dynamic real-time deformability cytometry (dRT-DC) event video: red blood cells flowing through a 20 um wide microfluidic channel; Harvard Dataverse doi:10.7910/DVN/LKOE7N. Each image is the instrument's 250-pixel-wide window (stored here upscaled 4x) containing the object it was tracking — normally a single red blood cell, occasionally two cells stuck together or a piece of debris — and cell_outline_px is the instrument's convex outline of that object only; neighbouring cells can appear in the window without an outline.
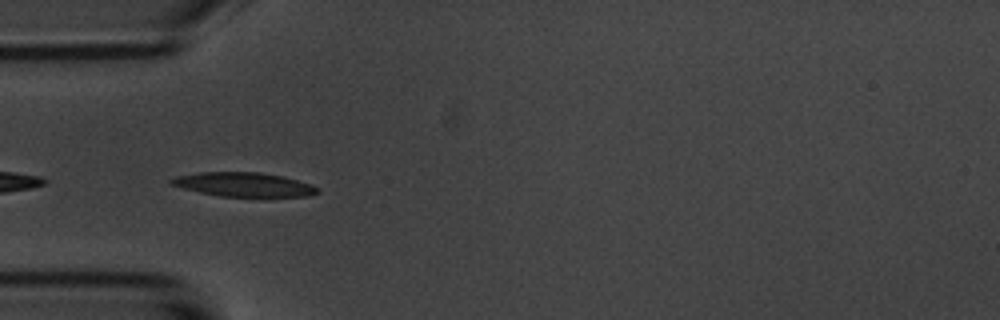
{"species": "common noctule bat (a hibernating species)", "species_latin": "Nyctalus noctula", "temperature_condition": "room temperature", "stored_images_in_passage": 12, "camera_frame_rate_fps": 3000, "um_per_image_px": 0.085, "animal": {"sex": "male", "body_mass_g": 20.1, "forearm_length_mm": 53.5}, "frame": {"image": 1, "passage_image": 4, "time_ms": 1.0, "image_size_px": [1000, 320], "cell_outline_px": [[320, 192], [308, 196], [220, 196], [200, 192], [168, 184], [168, 180], [176, 176], [200, 172], [260, 172], [284, 176], [308, 184], [316, 188]], "centroid_in_image_um": [20.66, 15.67], "position_along_channel_um": 64.3, "area_um2": 20.29}}